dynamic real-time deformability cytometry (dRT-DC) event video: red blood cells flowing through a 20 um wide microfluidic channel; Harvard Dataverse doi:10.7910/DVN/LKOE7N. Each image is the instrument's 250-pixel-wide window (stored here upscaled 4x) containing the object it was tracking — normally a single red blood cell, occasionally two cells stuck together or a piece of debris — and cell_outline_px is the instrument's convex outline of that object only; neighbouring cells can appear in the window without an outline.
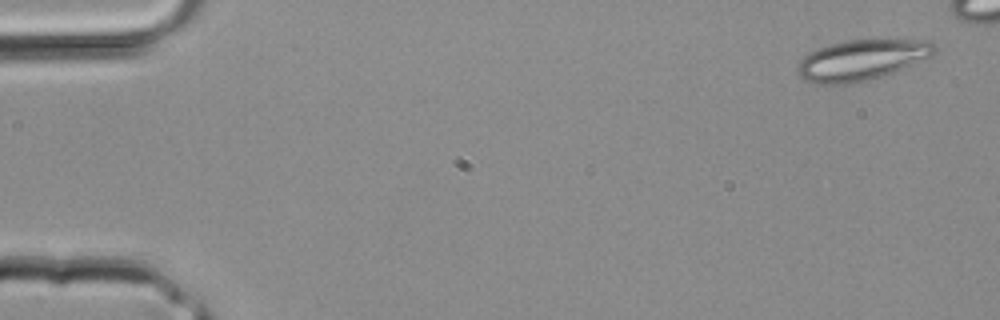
{"species": "common noctule bat (a hibernating species)", "species_latin": "Nyctalus noctula", "temperature_condition": "room temperature", "stored_images_in_passage": 4, "camera_frame_rate_fps": 3000, "um_per_image_px": 0.085, "animal": {"sex": "male", "body_mass_g": 20.4}, "frame": {"image": 1, "passage_image": 1, "time_ms": 0.0, "image_size_px": [1000, 320], "cell_outline_px": [[936, 52], [932, 56], [892, 72], [868, 80], [848, 84], [816, 84], [804, 80], [796, 72], [800, 60], [808, 52], [816, 48], [828, 44], [844, 40], [924, 40], [932, 44], [936, 48]], "centroid_in_image_um": [73.17, 5.1], "position_along_channel_um": 11.8, "area_um2": 32.25}}